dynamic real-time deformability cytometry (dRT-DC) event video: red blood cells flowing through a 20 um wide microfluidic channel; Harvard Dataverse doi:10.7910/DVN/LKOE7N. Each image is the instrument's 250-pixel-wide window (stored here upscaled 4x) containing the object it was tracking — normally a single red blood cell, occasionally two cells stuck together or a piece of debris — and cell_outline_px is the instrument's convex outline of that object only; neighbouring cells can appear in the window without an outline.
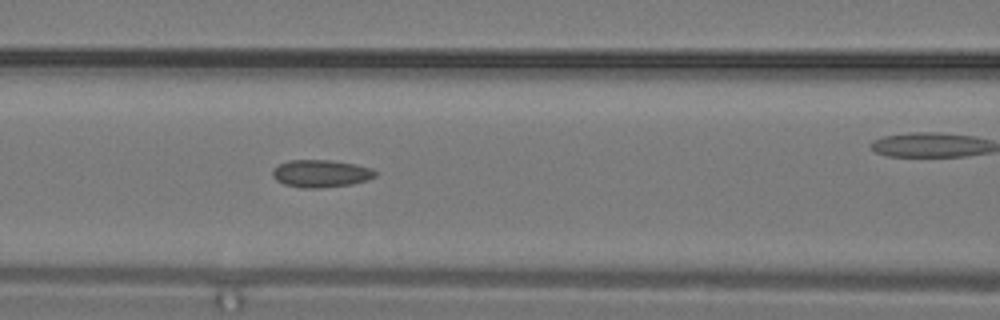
{"species": "common noctule bat (a hibernating species)", "species_latin": "Nyctalus noctula", "temperature_condition": "warm", "stored_images_in_passage": 7, "segment_of_instrument_passage": [1, 2], "camera_frame_rate_fps": 3000, "um_per_image_px": 0.085, "animal": {"sex": "male", "body_mass_g": 19.2, "forearm_length_mm": 51.8}, "frame": {"image": 1, "passage_image": 6, "time_ms": 1.667, "image_size_px": [1000, 320], "cell_outline_px": [[376, 176], [368, 180], [352, 184], [320, 188], [300, 188], [284, 184], [276, 180], [272, 176], [272, 168], [288, 160], [328, 160], [356, 164], [372, 168], [376, 172]], "centroid_in_image_um": [27.26, 14.75], "position_along_channel_um": 139.3, "area_um2": 16.59}}